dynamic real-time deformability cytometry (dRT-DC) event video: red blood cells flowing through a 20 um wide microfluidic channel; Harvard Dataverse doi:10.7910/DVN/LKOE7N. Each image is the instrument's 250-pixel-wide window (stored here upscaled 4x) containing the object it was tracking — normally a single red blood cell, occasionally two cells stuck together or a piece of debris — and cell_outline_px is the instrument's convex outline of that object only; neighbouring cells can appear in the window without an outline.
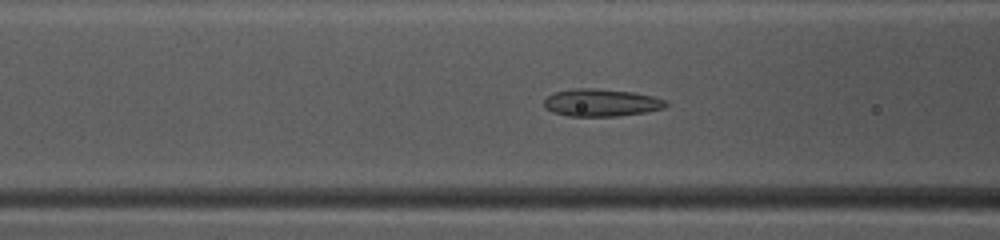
{"species": "common noctule bat (a hibernating species)", "species_latin": "Nyctalus noctula", "temperature_condition": "warm", "stored_images_in_passage": 39, "camera_frame_rate_fps": 3000, "um_per_image_px": 0.085, "animal": {"sex": "female", "body_mass_g": 10.0, "forearm_length_mm": 53.1}, "frame": {"image": 1, "passage_image": 10, "time_ms": 3.0, "image_size_px": [1000, 240], "cell_outline_px": [[668, 104], [664, 108], [644, 112], [616, 116], [568, 116], [552, 112], [544, 108], [544, 100], [552, 92], [576, 88], [592, 88], [632, 92], [652, 96], [668, 100]], "centroid_in_image_um": [51.08, 8.72], "position_along_channel_um": 115.5, "area_um2": 19.54}}
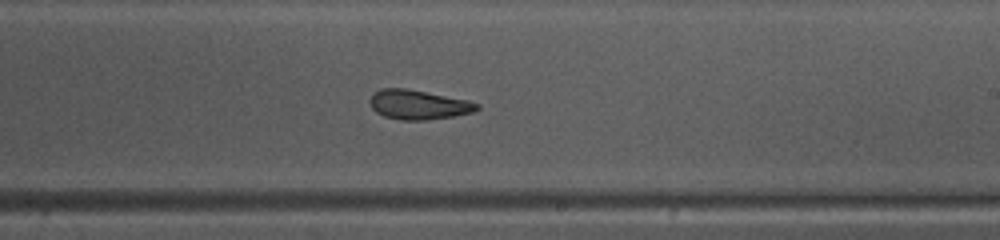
{"frame": {"image": 2, "passage_image": 20, "time_ms": 6.333, "image_size_px": [1000, 240], "cell_outline_px": [[480, 108], [472, 112], [452, 116], [428, 120], [400, 120], [384, 116], [376, 112], [368, 104], [368, 100], [372, 92], [380, 88], [408, 88], [468, 100], [480, 104]], "centroid_in_image_um": [35.51, 8.88], "position_along_channel_um": 253.5, "area_um2": 18.67}}
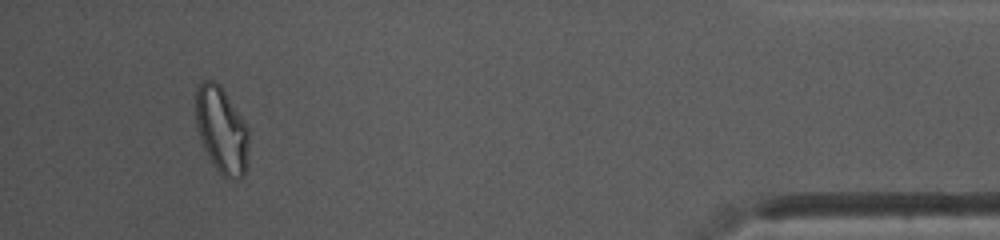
{"frame": {"image": 3, "passage_image": 36, "time_ms": 11.667, "image_size_px": [1000, 240], "cell_outline_px": [[248, 164], [244, 176], [240, 180], [228, 180], [216, 168], [204, 148], [200, 140], [196, 128], [196, 88], [200, 80], [216, 80], [220, 84], [248, 128]], "centroid_in_image_um": [18.84, 11.07], "position_along_channel_um": 416.4, "area_um2": 26.99}, "authors_computed_cell_mechanics": {"area_um2": 19.5364, "velocity_mm_per_s": 4.1341, "shape_relaxation_time_tau1_ms": 6.5895, "shape_relaxation_time_tau2_ms": 1.64, "deformation_change_tau1": 0.1417, "deformation_change_tau2": 0.0885}}